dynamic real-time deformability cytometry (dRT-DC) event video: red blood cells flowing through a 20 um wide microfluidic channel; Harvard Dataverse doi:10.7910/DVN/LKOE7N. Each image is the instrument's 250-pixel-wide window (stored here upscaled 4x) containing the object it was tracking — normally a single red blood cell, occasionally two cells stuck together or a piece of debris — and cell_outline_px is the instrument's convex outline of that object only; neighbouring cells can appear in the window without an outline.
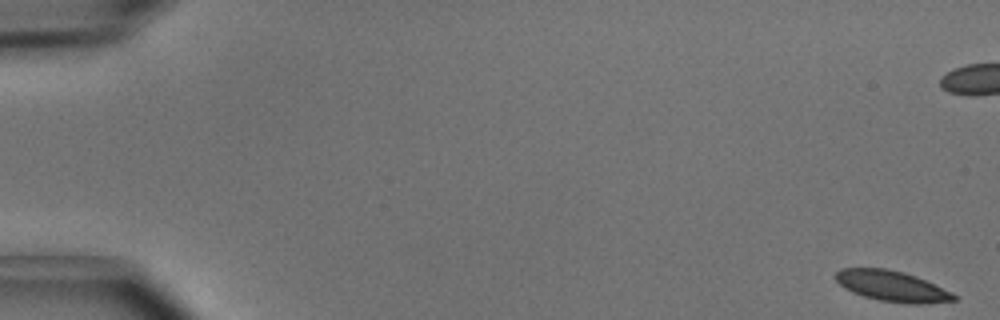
{"species": "common noctule bat (a hibernating species)", "species_latin": "Nyctalus noctula", "temperature_condition": "cold", "stored_images_in_passage": 52, "camera_frame_rate_fps": 3000, "um_per_image_px": 0.085, "animal": {"sex": "male", "body_mass_g": 15.6}, "frame": {"image": 1, "passage_image": 1, "time_ms": 0.0, "image_size_px": [1000, 320], "cell_outline_px": [[956, 300], [920, 304], [908, 304], [880, 300], [864, 296], [852, 292], [844, 288], [836, 280], [836, 272], [840, 268], [884, 268], [904, 272], [916, 276], [952, 292], [956, 296]], "centroid_in_image_um": [75.81, 24.31], "position_along_channel_um": 9.2, "area_um2": 20.98}}
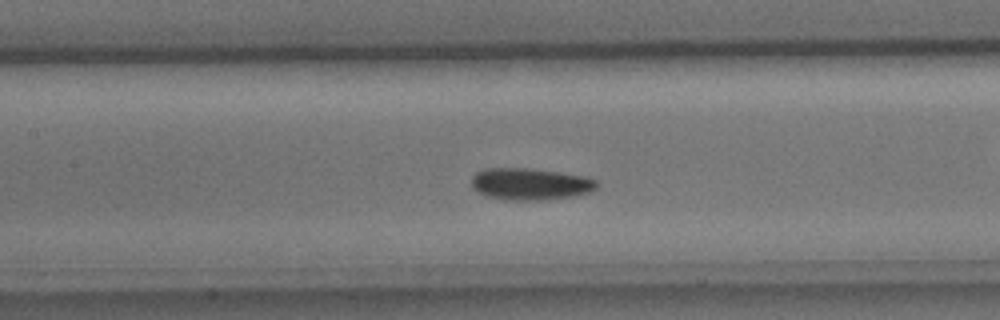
{"frame": {"image": 2, "passage_image": 24, "time_ms": 7.667, "image_size_px": [1000, 320], "cell_outline_px": [[600, 184], [592, 192], [572, 196], [548, 200], [504, 200], [484, 196], [472, 188], [472, 176], [476, 172], [484, 168], [532, 168], [588, 176], [596, 180]], "centroid_in_image_um": [45.09, 15.64], "position_along_channel_um": 162.3, "area_um2": 23.81}}
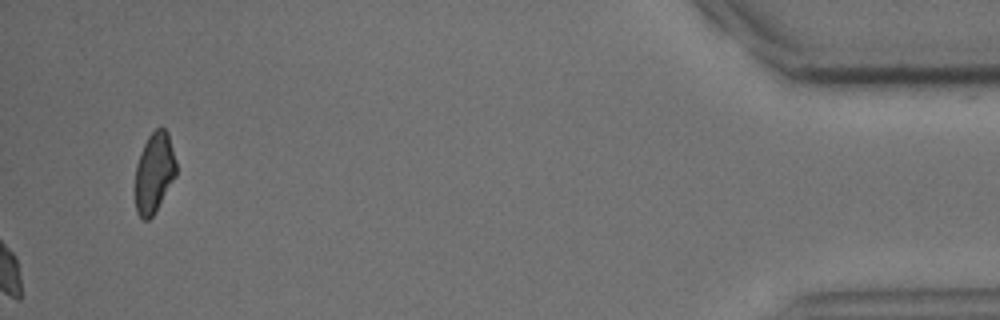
{"frame": {"image": 3, "passage_image": 52, "time_ms": 17.0, "image_size_px": [1000, 320], "cell_outline_px": [[176, 176], [152, 216], [148, 220], [144, 220], [136, 212], [132, 188], [136, 164], [140, 152], [148, 136], [156, 128], [164, 128], [168, 132], [176, 160]], "centroid_in_image_um": [13.06, 14.69], "position_along_channel_um": 422.1, "area_um2": 19.71}, "authors_computed_cell_mechanics": {"area_um2": 21.675, "velocity_mm_per_s": 3.9964, "shape_relaxation_time_tau1_ms": 3.1381, "shape_relaxation_time_tau2_ms": null, "deformation_change_tau1": 0.0826, "deformation_change_tau2": null}}